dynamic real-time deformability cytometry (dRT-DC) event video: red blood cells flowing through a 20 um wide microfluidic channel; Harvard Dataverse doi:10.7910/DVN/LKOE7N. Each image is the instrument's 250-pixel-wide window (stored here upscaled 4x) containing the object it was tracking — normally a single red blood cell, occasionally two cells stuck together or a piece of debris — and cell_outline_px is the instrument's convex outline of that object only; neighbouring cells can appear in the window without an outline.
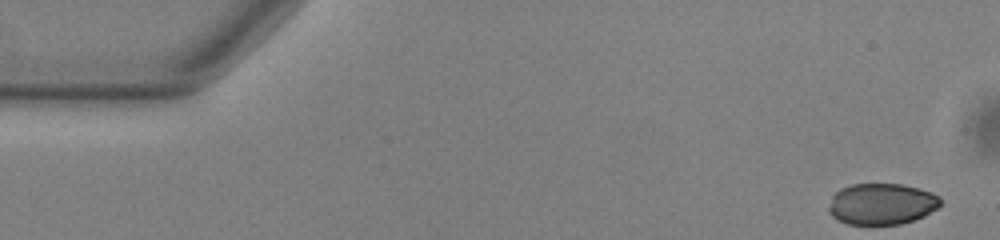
{"species": "common noctule bat (a hibernating species)", "species_latin": "Nyctalus noctula", "temperature_condition": "warm", "stored_images_in_passage": 41, "camera_frame_rate_fps": 3000, "um_per_image_px": 0.085, "animal": {"sex": "male", "body_mass_g": 13.0, "forearm_length_mm": 53.1}, "frame": {"image": 1, "passage_image": 1, "time_ms": 0.0, "image_size_px": [1000, 240], "cell_outline_px": [[940, 204], [936, 208], [924, 216], [900, 224], [848, 224], [836, 220], [828, 212], [828, 208], [832, 196], [840, 188], [852, 184], [900, 184], [920, 188], [932, 192], [940, 196]], "centroid_in_image_um": [74.92, 17.33], "position_along_channel_um": 10.1, "area_um2": 26.93}}
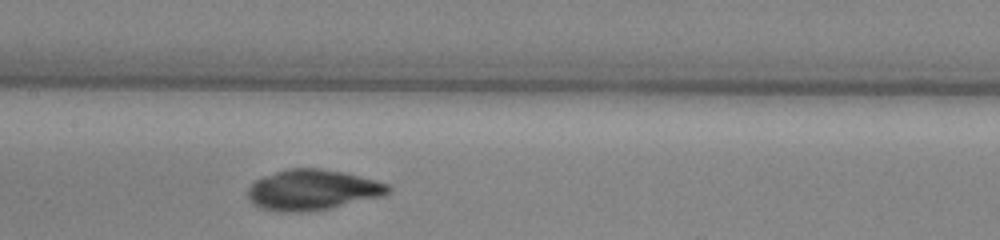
{"frame": {"image": 2, "passage_image": 24, "time_ms": 7.667, "image_size_px": [1000, 240], "cell_outline_px": [[392, 192], [380, 196], [328, 208], [304, 212], [280, 212], [260, 208], [252, 204], [248, 196], [248, 188], [256, 180], [264, 176], [288, 168], [320, 168], [360, 176], [376, 180], [388, 184], [392, 188]], "centroid_in_image_um": [26.54, 16.14], "position_along_channel_um": 180.9, "area_um2": 32.89}}
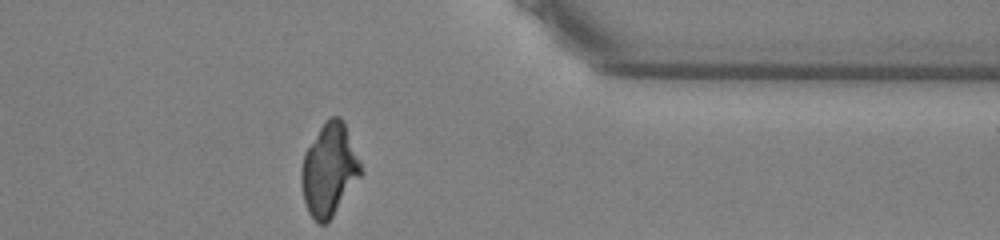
{"frame": {"image": 3, "passage_image": 41, "time_ms": 13.333, "image_size_px": [1000, 240], "cell_outline_px": [[364, 172], [332, 216], [324, 224], [316, 224], [308, 212], [304, 200], [300, 180], [300, 168], [304, 152], [320, 128], [332, 116], [340, 116], [344, 124], [360, 160]], "centroid_in_image_um": [27.96, 14.46], "position_along_channel_um": 383.4, "area_um2": 31.79}}